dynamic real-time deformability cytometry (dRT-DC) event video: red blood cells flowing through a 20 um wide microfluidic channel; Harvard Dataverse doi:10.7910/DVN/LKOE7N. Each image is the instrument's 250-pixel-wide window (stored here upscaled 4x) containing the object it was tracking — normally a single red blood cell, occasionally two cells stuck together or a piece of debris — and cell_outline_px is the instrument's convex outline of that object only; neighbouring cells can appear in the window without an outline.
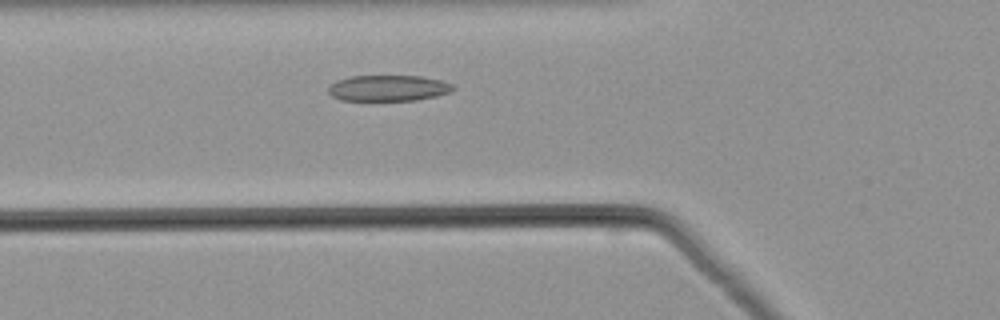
{"species": "common noctule bat (a hibernating species)", "species_latin": "Nyctalus noctula", "temperature_condition": "warm", "stored_images_in_passage": 41, "camera_frame_rate_fps": 3000, "um_per_image_px": 0.085, "animal": {"sex": "male", "body_mass_g": 21.5, "forearm_length_mm": 52.0}, "frame": {"image": 1, "passage_image": 8, "time_ms": 2.333, "image_size_px": [1000, 320], "cell_outline_px": [[456, 88], [452, 92], [436, 96], [416, 100], [340, 100], [332, 96], [328, 92], [328, 88], [336, 80], [348, 76], [424, 76], [440, 80], [452, 84]], "centroid_in_image_um": [33.02, 7.48], "position_along_channel_um": 92.8, "area_um2": 18.96}}
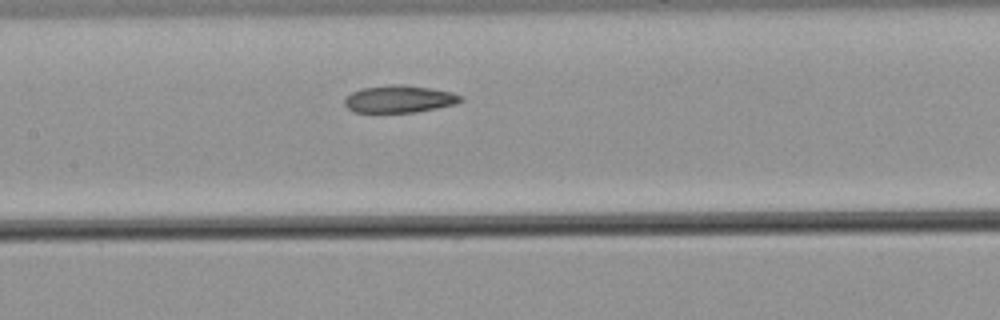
{"frame": {"image": 2, "passage_image": 14, "time_ms": 4.333, "image_size_px": [1000, 320], "cell_outline_px": [[464, 100], [456, 104], [436, 108], [412, 112], [352, 112], [344, 104], [344, 100], [352, 92], [360, 88], [388, 84], [404, 84], [432, 88], [452, 92], [460, 96]], "centroid_in_image_um": [33.93, 8.4], "position_along_channel_um": 173.5, "area_um2": 18.55}}
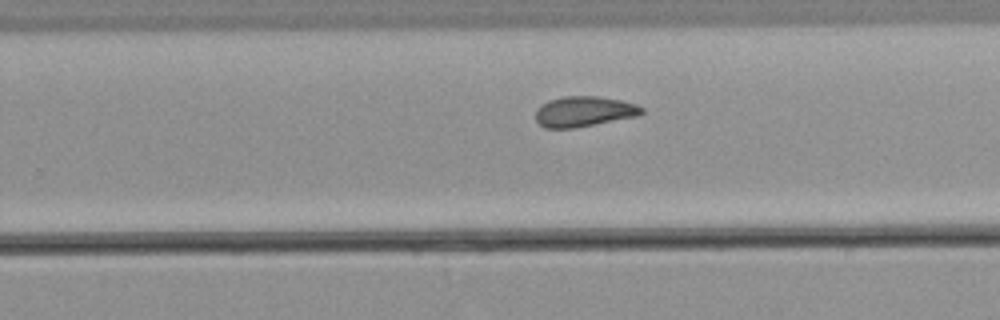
{"frame": {"image": 3, "passage_image": 22, "time_ms": 7.0, "image_size_px": [1000, 320], "cell_outline_px": [[644, 112], [636, 116], [576, 128], [544, 128], [536, 120], [536, 108], [548, 100], [564, 96], [596, 96], [620, 100], [636, 104], [644, 108]], "centroid_in_image_um": [49.62, 9.48], "position_along_channel_um": 280.2, "area_um2": 18.79}}